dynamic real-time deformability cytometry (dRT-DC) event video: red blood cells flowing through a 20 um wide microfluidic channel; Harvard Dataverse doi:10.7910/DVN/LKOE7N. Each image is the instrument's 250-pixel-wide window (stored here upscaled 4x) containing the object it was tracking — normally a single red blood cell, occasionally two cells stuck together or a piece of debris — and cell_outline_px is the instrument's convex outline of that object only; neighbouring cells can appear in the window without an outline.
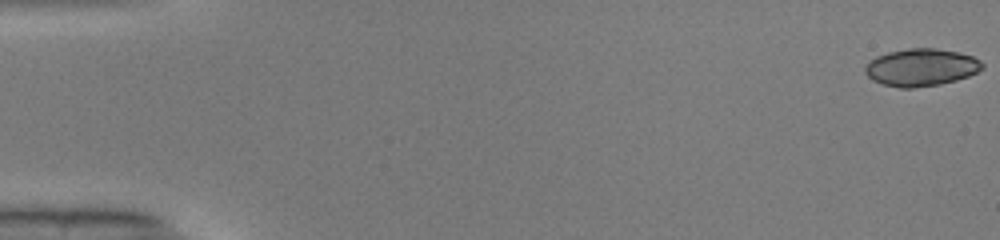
{"species": "common noctule bat (a hibernating species)", "species_latin": "Nyctalus noctula", "temperature_condition": "warm", "stored_images_in_passage": 50, "camera_frame_rate_fps": 3000, "um_per_image_px": 0.085, "animal": {"sex": "male", "body_mass_g": 19.0, "forearm_length_mm": 50.8}, "frame": {"image": 1, "passage_image": 1, "time_ms": 0.0, "image_size_px": [1000, 240], "cell_outline_px": [[984, 68], [968, 76], [956, 80], [940, 84], [912, 88], [900, 88], [884, 84], [872, 80], [864, 72], [864, 68], [876, 56], [888, 52], [908, 48], [936, 48], [956, 52], [972, 56], [980, 60], [984, 64]], "centroid_in_image_um": [78.3, 5.73], "position_along_channel_um": 6.7, "area_um2": 25.43}}
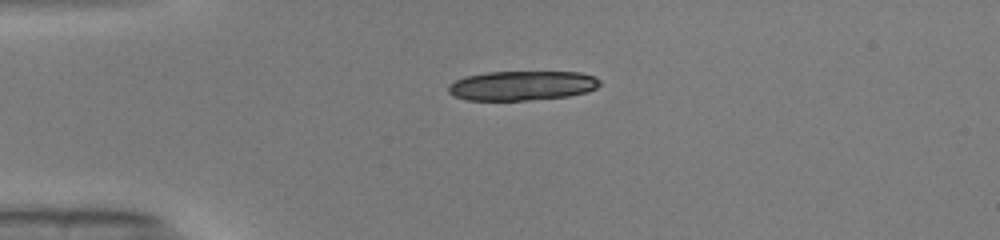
{"frame": {"image": 2, "passage_image": 13, "time_ms": 4.0, "image_size_px": [1000, 240], "cell_outline_px": [[600, 84], [596, 88], [588, 92], [568, 96], [528, 100], [468, 100], [452, 96], [448, 92], [448, 84], [464, 76], [488, 72], [580, 72], [592, 76], [600, 80]], "centroid_in_image_um": [44.34, 7.28], "position_along_channel_um": 40.7, "area_um2": 26.13}}